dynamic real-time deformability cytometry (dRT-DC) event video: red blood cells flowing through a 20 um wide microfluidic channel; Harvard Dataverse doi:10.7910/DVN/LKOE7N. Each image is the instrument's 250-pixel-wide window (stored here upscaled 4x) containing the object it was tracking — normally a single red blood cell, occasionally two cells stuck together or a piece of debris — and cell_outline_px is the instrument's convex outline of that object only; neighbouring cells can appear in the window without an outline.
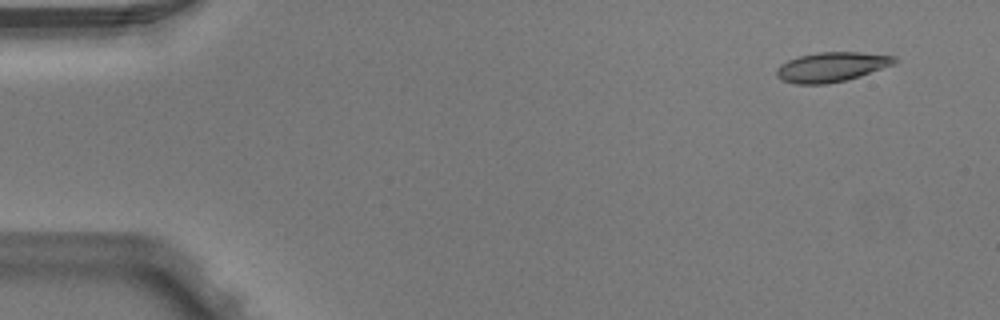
{"species": "Egyptian fruit bat (a non-hibernating species)", "species_latin": "Rousettus aegyptiacus", "temperature_condition": "warm", "stored_images_in_passage": 3, "camera_frame_rate_fps": 3000, "um_per_image_px": 0.085, "animal": {"sex": "male"}, "frame": {"image": 1, "passage_image": 1, "time_ms": 0.0, "image_size_px": [1000, 320], "cell_outline_px": [[896, 64], [848, 80], [828, 84], [796, 84], [780, 80], [776, 76], [776, 68], [780, 64], [788, 60], [800, 56], [820, 52], [860, 52], [896, 56]], "centroid_in_image_um": [70.68, 5.7], "position_along_channel_um": 14.3, "area_um2": 20.58}}
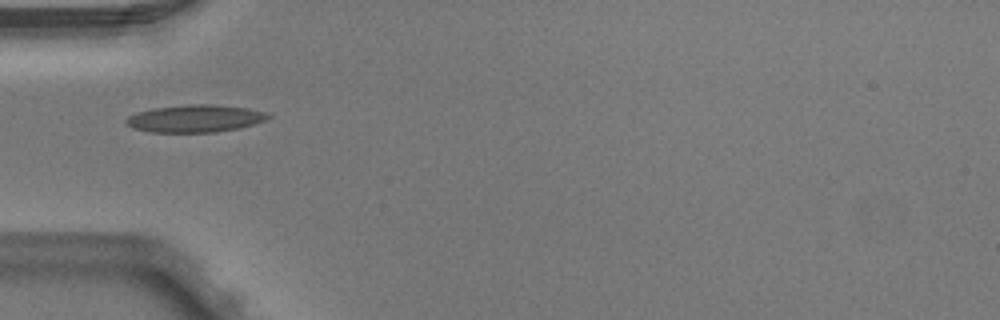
{"frame": {"image": 2, "passage_image": 3, "time_ms": 0.667, "image_size_px": [1000, 320], "cell_outline_px": [[272, 116], [264, 120], [252, 124], [236, 128], [216, 132], [148, 132], [132, 128], [124, 120], [128, 116], [136, 112], [152, 108], [188, 104], [212, 104], [248, 108], [268, 112]], "centroid_in_image_um": [16.55, 10.06], "position_along_channel_um": 68.4, "area_um2": 22.72}}